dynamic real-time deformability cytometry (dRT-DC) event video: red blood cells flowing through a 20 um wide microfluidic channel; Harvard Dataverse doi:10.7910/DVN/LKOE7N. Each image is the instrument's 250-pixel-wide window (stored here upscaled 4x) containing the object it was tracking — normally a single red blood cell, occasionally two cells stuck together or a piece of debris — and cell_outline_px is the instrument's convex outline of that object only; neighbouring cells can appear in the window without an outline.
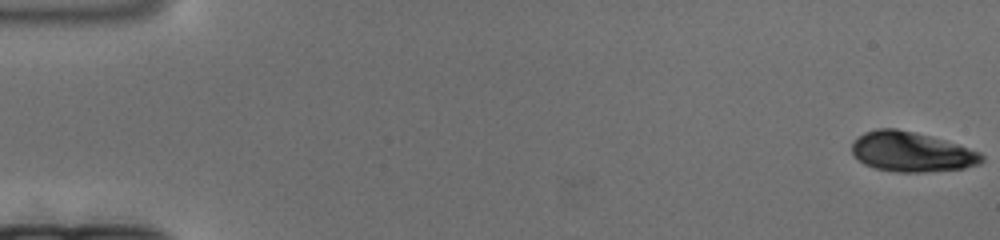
{"species": "human", "species_latin": "Homo sapiens", "temperature_condition": "cold", "stored_images_in_passage": 9, "camera_frame_rate_fps": 3000, "um_per_image_px": 0.085, "donor": {"sex": "female"}, "frame": {"image": 1, "passage_image": 1, "time_ms": 0.0, "image_size_px": [1000, 240], "cell_outline_px": [[984, 160], [980, 164], [964, 168], [924, 172], [896, 172], [876, 168], [864, 164], [852, 152], [852, 144], [864, 132], [876, 128], [896, 128], [944, 140], [980, 152], [984, 156]], "centroid_in_image_um": [77.49, 12.91], "position_along_channel_um": 7.5, "area_um2": 29.82}}